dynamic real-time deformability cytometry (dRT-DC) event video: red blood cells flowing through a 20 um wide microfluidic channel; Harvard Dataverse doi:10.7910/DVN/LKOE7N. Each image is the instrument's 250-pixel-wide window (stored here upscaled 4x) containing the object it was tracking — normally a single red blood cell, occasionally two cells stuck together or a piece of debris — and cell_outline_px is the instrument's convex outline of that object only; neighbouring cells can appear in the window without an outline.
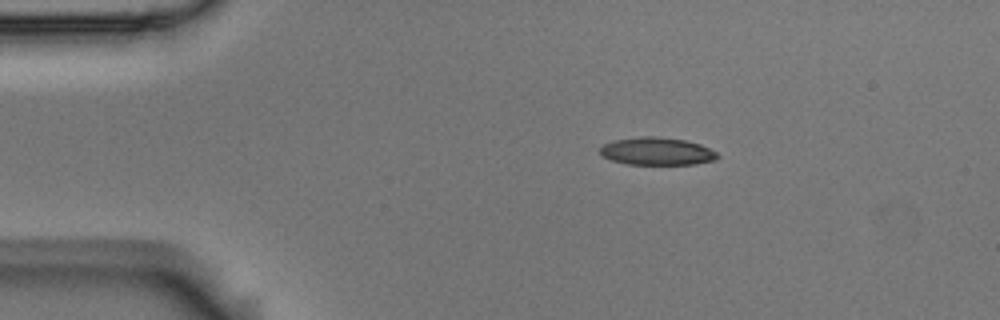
{"species": "Egyptian fruit bat (a non-hibernating species)", "species_latin": "Rousettus aegyptiacus", "temperature_condition": "room temperature", "stored_images_in_passage": 11, "camera_frame_rate_fps": 3000, "um_per_image_px": 0.085, "animal": {"sex": "male"}, "frame": {"image": 1, "passage_image": 3, "time_ms": 0.667, "image_size_px": [1000, 320], "cell_outline_px": [[720, 156], [716, 160], [696, 164], [628, 164], [612, 160], [604, 156], [600, 152], [600, 148], [604, 144], [612, 140], [640, 136], [660, 136], [684, 140], [700, 144], [716, 152]], "centroid_in_image_um": [55.85, 12.85], "position_along_channel_um": 29.1, "area_um2": 18.96}}
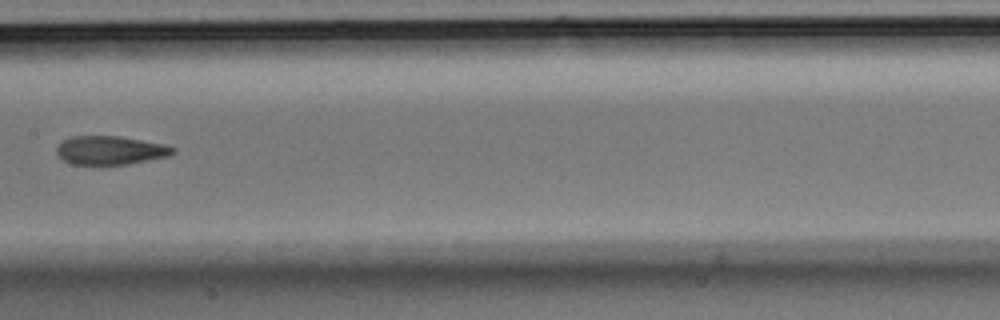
{"frame": {"image": 2, "passage_image": 8, "time_ms": 2.333, "image_size_px": [1000, 320], "cell_outline_px": [[176, 152], [168, 156], [128, 164], [100, 168], [96, 168], [72, 164], [64, 160], [56, 152], [56, 148], [64, 140], [72, 136], [120, 136], [164, 144], [176, 148]], "centroid_in_image_um": [9.36, 12.82], "position_along_channel_um": 198.0, "area_um2": 20.11}}
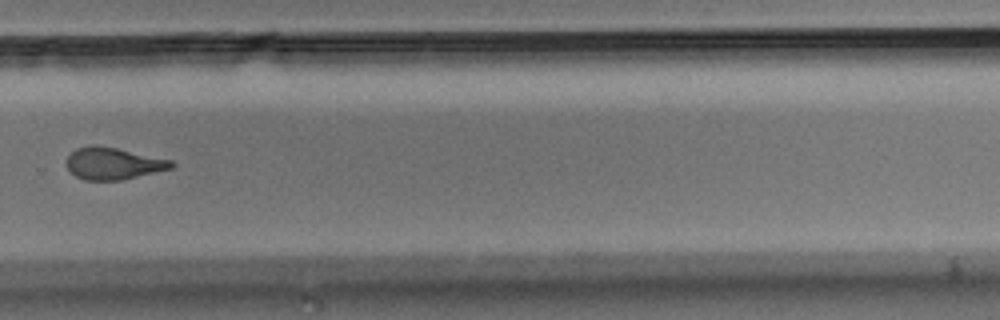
{"frame": {"image": 3, "passage_image": 11, "time_ms": 3.333, "image_size_px": [1000, 320], "cell_outline_px": [[176, 164], [172, 168], [120, 180], [84, 180], [76, 176], [64, 164], [68, 156], [76, 148], [92, 144], [116, 148], [172, 160]], "centroid_in_image_um": [9.6, 13.89], "position_along_channel_um": 320.2, "area_um2": 19.42}}